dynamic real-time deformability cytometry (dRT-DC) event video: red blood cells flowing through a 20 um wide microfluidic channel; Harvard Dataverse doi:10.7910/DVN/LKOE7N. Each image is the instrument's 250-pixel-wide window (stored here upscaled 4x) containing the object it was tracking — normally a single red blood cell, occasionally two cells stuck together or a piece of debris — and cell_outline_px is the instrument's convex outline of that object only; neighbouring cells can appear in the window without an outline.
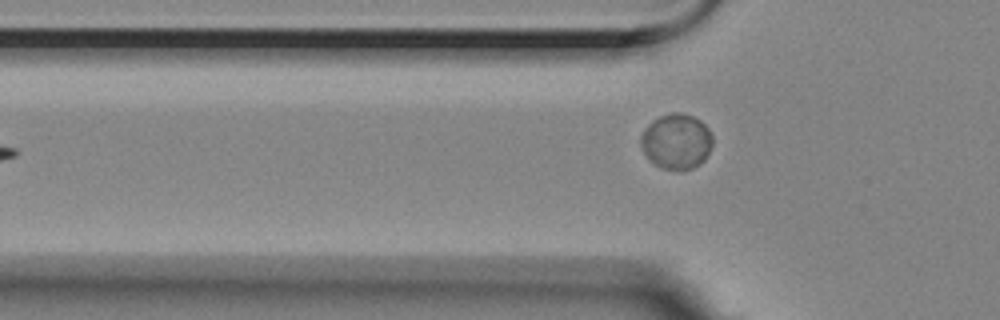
{"species": "Egyptian fruit bat (a non-hibernating species)", "species_latin": "Rousettus aegyptiacus", "temperature_condition": "room temperature", "stored_images_in_passage": 2, "camera_frame_rate_fps": 3000, "um_per_image_px": 0.085, "animal": {"sex": "female"}, "frame": {"image": 1, "passage_image": 2, "time_ms": 0.333, "image_size_px": [1000, 320], "cell_outline_px": [[712, 144], [704, 160], [700, 164], [692, 168], [660, 168], [648, 160], [640, 144], [640, 136], [644, 128], [652, 120], [668, 112], [680, 112], [692, 116], [700, 120], [708, 128], [712, 136]], "centroid_in_image_um": [57.46, 11.99], "position_along_channel_um": 68.3, "area_um2": 23.12}}